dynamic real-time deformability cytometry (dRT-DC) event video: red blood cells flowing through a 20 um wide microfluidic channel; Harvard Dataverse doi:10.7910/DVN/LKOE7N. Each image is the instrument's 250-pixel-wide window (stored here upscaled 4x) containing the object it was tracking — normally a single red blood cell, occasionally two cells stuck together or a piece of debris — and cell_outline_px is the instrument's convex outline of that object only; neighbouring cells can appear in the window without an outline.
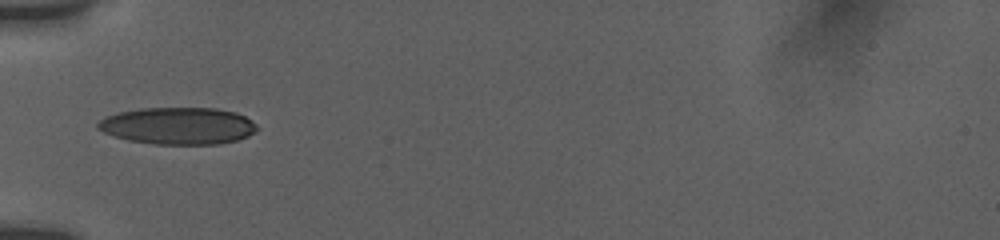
{"species": "human", "species_latin": "Homo sapiens", "temperature_condition": "room temperature", "stored_images_in_passage": 25, "camera_frame_rate_fps": 3000, "um_per_image_px": 0.085, "donor": {"sex": "female"}, "frame": {"image": 1, "passage_image": 1, "time_ms": 0.0, "image_size_px": [1000, 240], "cell_outline_px": [[256, 128], [248, 136], [236, 140], [220, 144], [156, 144], [128, 140], [104, 132], [96, 128], [96, 124], [100, 120], [108, 116], [120, 112], [140, 108], [216, 108], [236, 112], [244, 116], [256, 124]], "centroid_in_image_um": [15.13, 10.69], "position_along_channel_um": 69.9, "area_um2": 34.1}}
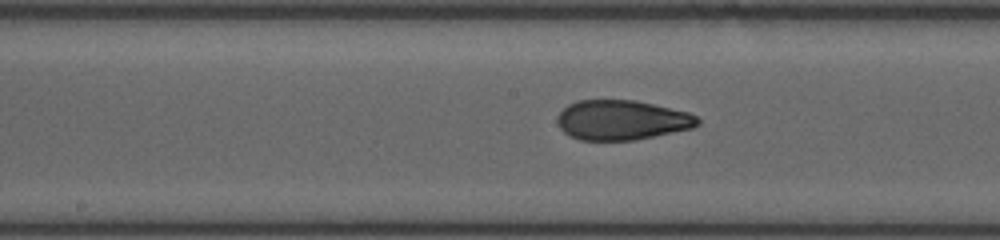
{"frame": {"image": 2, "passage_image": 17, "time_ms": 3.333, "image_size_px": [1000, 240], "cell_outline_px": [[700, 124], [692, 128], [632, 140], [580, 140], [568, 136], [560, 128], [556, 120], [556, 116], [568, 104], [576, 100], [632, 100], [652, 104], [688, 112], [696, 116], [700, 120]], "centroid_in_image_um": [52.8, 10.2], "position_along_channel_um": 195.4, "area_um2": 32.43}}
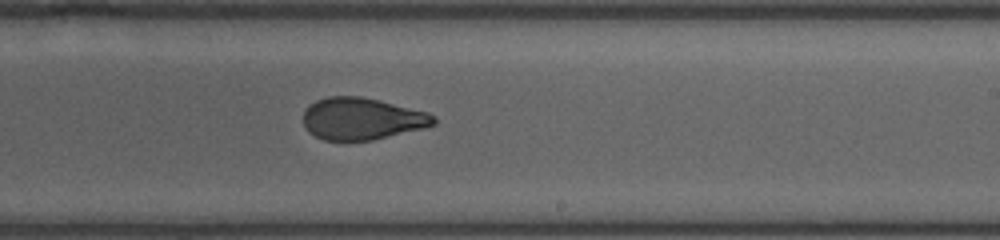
{"frame": {"image": 3, "passage_image": 21, "time_ms": 5.0, "image_size_px": [1000, 240], "cell_outline_px": [[436, 124], [424, 128], [372, 140], [324, 140], [308, 132], [304, 124], [304, 112], [316, 100], [328, 96], [360, 96], [380, 100], [428, 112], [436, 116]], "centroid_in_image_um": [30.79, 10.09], "position_along_channel_um": 258.2, "area_um2": 31.85}}